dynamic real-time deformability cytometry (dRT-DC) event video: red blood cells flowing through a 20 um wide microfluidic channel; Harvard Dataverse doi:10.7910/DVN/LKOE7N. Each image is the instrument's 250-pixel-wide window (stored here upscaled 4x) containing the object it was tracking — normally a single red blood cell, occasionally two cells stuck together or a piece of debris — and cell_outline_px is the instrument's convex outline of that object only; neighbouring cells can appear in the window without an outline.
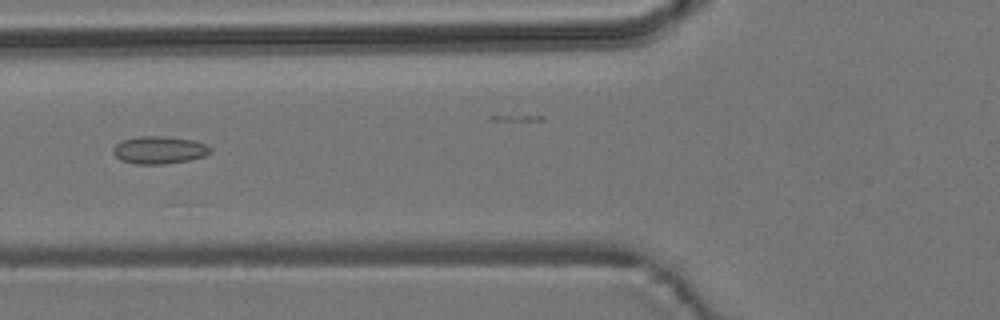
{"species": "common noctule bat (a hibernating species)", "species_latin": "Nyctalus noctula", "temperature_condition": "room temperature", "stored_images_in_passage": 4, "camera_frame_rate_fps": 3000, "um_per_image_px": 0.085, "animal": {"sex": "male", "body_mass_g": 19.2, "forearm_length_mm": 51.8}, "frame": {"image": 1, "passage_image": 2, "time_ms": 1.333, "image_size_px": [1000, 320], "cell_outline_px": [[212, 152], [204, 156], [188, 160], [164, 164], [136, 164], [120, 160], [112, 152], [112, 148], [116, 144], [124, 140], [140, 136], [164, 136], [192, 140], [204, 144], [212, 148]], "centroid_in_image_um": [13.52, 12.75], "position_along_channel_um": 112.3, "area_um2": 15.55}}
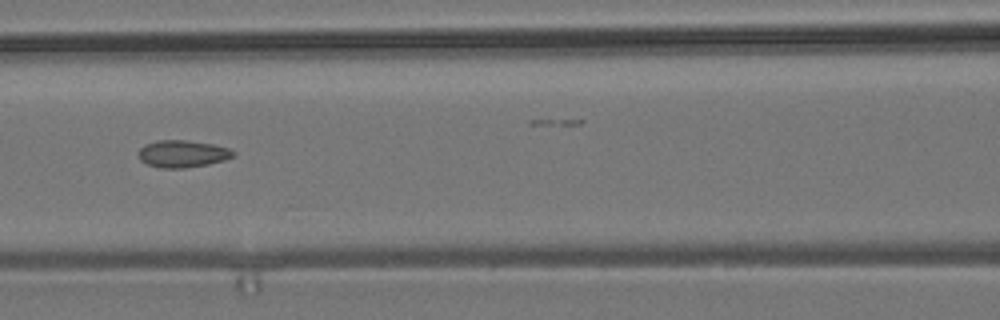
{"frame": {"image": 2, "passage_image": 3, "time_ms": 2.333, "image_size_px": [1000, 320], "cell_outline_px": [[236, 156], [224, 160], [208, 164], [184, 168], [160, 168], [148, 164], [140, 160], [136, 156], [136, 152], [144, 144], [160, 140], [184, 140], [212, 144], [228, 148], [236, 152]], "centroid_in_image_um": [15.49, 13.07], "position_along_channel_um": 151.1, "area_um2": 15.14}}
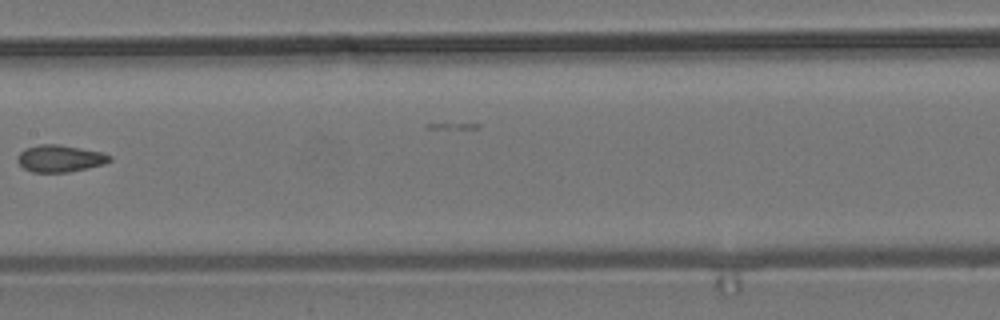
{"frame": {"image": 3, "passage_image": 4, "time_ms": 3.667, "image_size_px": [1000, 320], "cell_outline_px": [[112, 160], [104, 164], [88, 168], [68, 172], [32, 172], [24, 168], [16, 160], [16, 156], [24, 148], [40, 144], [60, 144], [104, 152], [112, 156]], "centroid_in_image_um": [5.11, 13.46], "position_along_channel_um": 202.3, "area_um2": 14.74}}